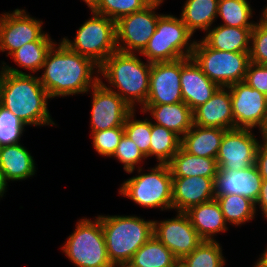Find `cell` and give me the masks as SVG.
Here are the masks:
<instances>
[{"mask_svg":"<svg viewBox=\"0 0 267 267\" xmlns=\"http://www.w3.org/2000/svg\"><path fill=\"white\" fill-rule=\"evenodd\" d=\"M221 17L223 24L233 27H254L253 8L246 0H219L217 18ZM251 20V21H250Z\"/></svg>","mask_w":267,"mask_h":267,"instance_id":"obj_32","label":"cell"},{"mask_svg":"<svg viewBox=\"0 0 267 267\" xmlns=\"http://www.w3.org/2000/svg\"><path fill=\"white\" fill-rule=\"evenodd\" d=\"M153 0H96L89 8L97 14L118 21L124 16L143 10Z\"/></svg>","mask_w":267,"mask_h":267,"instance_id":"obj_34","label":"cell"},{"mask_svg":"<svg viewBox=\"0 0 267 267\" xmlns=\"http://www.w3.org/2000/svg\"><path fill=\"white\" fill-rule=\"evenodd\" d=\"M249 55L251 62L267 65V26L258 20L251 30Z\"/></svg>","mask_w":267,"mask_h":267,"instance_id":"obj_39","label":"cell"},{"mask_svg":"<svg viewBox=\"0 0 267 267\" xmlns=\"http://www.w3.org/2000/svg\"><path fill=\"white\" fill-rule=\"evenodd\" d=\"M142 113H150L152 123L163 126L182 138L193 126V111L184 102L175 104L144 105Z\"/></svg>","mask_w":267,"mask_h":267,"instance_id":"obj_21","label":"cell"},{"mask_svg":"<svg viewBox=\"0 0 267 267\" xmlns=\"http://www.w3.org/2000/svg\"><path fill=\"white\" fill-rule=\"evenodd\" d=\"M160 6V2L153 0L143 10L116 21V43L119 52L140 54L144 50L162 15L156 13Z\"/></svg>","mask_w":267,"mask_h":267,"instance_id":"obj_10","label":"cell"},{"mask_svg":"<svg viewBox=\"0 0 267 267\" xmlns=\"http://www.w3.org/2000/svg\"><path fill=\"white\" fill-rule=\"evenodd\" d=\"M191 58L203 73L220 87L244 81L249 66V52H228L210 48L196 40Z\"/></svg>","mask_w":267,"mask_h":267,"instance_id":"obj_9","label":"cell"},{"mask_svg":"<svg viewBox=\"0 0 267 267\" xmlns=\"http://www.w3.org/2000/svg\"><path fill=\"white\" fill-rule=\"evenodd\" d=\"M192 36L181 18L162 14L154 34L140 54L151 63L191 58L196 41L191 40Z\"/></svg>","mask_w":267,"mask_h":267,"instance_id":"obj_5","label":"cell"},{"mask_svg":"<svg viewBox=\"0 0 267 267\" xmlns=\"http://www.w3.org/2000/svg\"><path fill=\"white\" fill-rule=\"evenodd\" d=\"M133 267H175L179 259L154 235L132 256Z\"/></svg>","mask_w":267,"mask_h":267,"instance_id":"obj_28","label":"cell"},{"mask_svg":"<svg viewBox=\"0 0 267 267\" xmlns=\"http://www.w3.org/2000/svg\"><path fill=\"white\" fill-rule=\"evenodd\" d=\"M55 43L56 41H32L25 43L10 56L18 67H22L34 74L40 72L48 51Z\"/></svg>","mask_w":267,"mask_h":267,"instance_id":"obj_31","label":"cell"},{"mask_svg":"<svg viewBox=\"0 0 267 267\" xmlns=\"http://www.w3.org/2000/svg\"><path fill=\"white\" fill-rule=\"evenodd\" d=\"M26 125L0 104V147L20 143Z\"/></svg>","mask_w":267,"mask_h":267,"instance_id":"obj_36","label":"cell"},{"mask_svg":"<svg viewBox=\"0 0 267 267\" xmlns=\"http://www.w3.org/2000/svg\"><path fill=\"white\" fill-rule=\"evenodd\" d=\"M124 134V127H115L98 132H91L90 135L93 140L92 145L95 151L101 156L112 158Z\"/></svg>","mask_w":267,"mask_h":267,"instance_id":"obj_38","label":"cell"},{"mask_svg":"<svg viewBox=\"0 0 267 267\" xmlns=\"http://www.w3.org/2000/svg\"><path fill=\"white\" fill-rule=\"evenodd\" d=\"M260 134H261L262 140L267 141V121L263 129L260 131Z\"/></svg>","mask_w":267,"mask_h":267,"instance_id":"obj_46","label":"cell"},{"mask_svg":"<svg viewBox=\"0 0 267 267\" xmlns=\"http://www.w3.org/2000/svg\"><path fill=\"white\" fill-rule=\"evenodd\" d=\"M244 82L267 96V65L250 62Z\"/></svg>","mask_w":267,"mask_h":267,"instance_id":"obj_40","label":"cell"},{"mask_svg":"<svg viewBox=\"0 0 267 267\" xmlns=\"http://www.w3.org/2000/svg\"><path fill=\"white\" fill-rule=\"evenodd\" d=\"M61 250L76 267H112L101 220L81 218Z\"/></svg>","mask_w":267,"mask_h":267,"instance_id":"obj_7","label":"cell"},{"mask_svg":"<svg viewBox=\"0 0 267 267\" xmlns=\"http://www.w3.org/2000/svg\"><path fill=\"white\" fill-rule=\"evenodd\" d=\"M8 183L5 181L3 174L0 172V199L4 196L5 192H7Z\"/></svg>","mask_w":267,"mask_h":267,"instance_id":"obj_44","label":"cell"},{"mask_svg":"<svg viewBox=\"0 0 267 267\" xmlns=\"http://www.w3.org/2000/svg\"><path fill=\"white\" fill-rule=\"evenodd\" d=\"M151 66V62L139 59L138 54L116 51L99 66V82L117 93L133 110L136 105L142 108L149 94ZM102 76L110 85L102 81Z\"/></svg>","mask_w":267,"mask_h":267,"instance_id":"obj_3","label":"cell"},{"mask_svg":"<svg viewBox=\"0 0 267 267\" xmlns=\"http://www.w3.org/2000/svg\"><path fill=\"white\" fill-rule=\"evenodd\" d=\"M136 110H133L125 120V135L132 140L146 157H150L151 145V120L147 117L143 120L136 119Z\"/></svg>","mask_w":267,"mask_h":267,"instance_id":"obj_35","label":"cell"},{"mask_svg":"<svg viewBox=\"0 0 267 267\" xmlns=\"http://www.w3.org/2000/svg\"><path fill=\"white\" fill-rule=\"evenodd\" d=\"M257 205L259 206V209H261L262 211L261 212L263 214L262 216L263 217L265 216L264 218L267 219V180L262 181L260 194L257 201L255 202L256 212L258 211L256 207Z\"/></svg>","mask_w":267,"mask_h":267,"instance_id":"obj_42","label":"cell"},{"mask_svg":"<svg viewBox=\"0 0 267 267\" xmlns=\"http://www.w3.org/2000/svg\"><path fill=\"white\" fill-rule=\"evenodd\" d=\"M178 102H183L181 59L152 63L145 105H170Z\"/></svg>","mask_w":267,"mask_h":267,"instance_id":"obj_16","label":"cell"},{"mask_svg":"<svg viewBox=\"0 0 267 267\" xmlns=\"http://www.w3.org/2000/svg\"><path fill=\"white\" fill-rule=\"evenodd\" d=\"M82 1L85 2L89 8L96 2V0H82Z\"/></svg>","mask_w":267,"mask_h":267,"instance_id":"obj_49","label":"cell"},{"mask_svg":"<svg viewBox=\"0 0 267 267\" xmlns=\"http://www.w3.org/2000/svg\"><path fill=\"white\" fill-rule=\"evenodd\" d=\"M225 132V129L193 124L181 138V147L192 155L216 159Z\"/></svg>","mask_w":267,"mask_h":267,"instance_id":"obj_25","label":"cell"},{"mask_svg":"<svg viewBox=\"0 0 267 267\" xmlns=\"http://www.w3.org/2000/svg\"><path fill=\"white\" fill-rule=\"evenodd\" d=\"M101 220L109 260L112 264L129 262L134 253L152 236L154 219L136 215H98Z\"/></svg>","mask_w":267,"mask_h":267,"instance_id":"obj_4","label":"cell"},{"mask_svg":"<svg viewBox=\"0 0 267 267\" xmlns=\"http://www.w3.org/2000/svg\"><path fill=\"white\" fill-rule=\"evenodd\" d=\"M222 251L219 241L203 240L195 250L179 262L185 267H224L226 260Z\"/></svg>","mask_w":267,"mask_h":267,"instance_id":"obj_33","label":"cell"},{"mask_svg":"<svg viewBox=\"0 0 267 267\" xmlns=\"http://www.w3.org/2000/svg\"><path fill=\"white\" fill-rule=\"evenodd\" d=\"M34 157L22 146L16 143L0 147V172L5 181H21L33 177L36 173Z\"/></svg>","mask_w":267,"mask_h":267,"instance_id":"obj_22","label":"cell"},{"mask_svg":"<svg viewBox=\"0 0 267 267\" xmlns=\"http://www.w3.org/2000/svg\"><path fill=\"white\" fill-rule=\"evenodd\" d=\"M212 27L202 38L210 48L228 52H249L251 30L254 27H233L221 24Z\"/></svg>","mask_w":267,"mask_h":267,"instance_id":"obj_24","label":"cell"},{"mask_svg":"<svg viewBox=\"0 0 267 267\" xmlns=\"http://www.w3.org/2000/svg\"><path fill=\"white\" fill-rule=\"evenodd\" d=\"M91 12L92 16L79 27L74 40L64 37L61 42L100 66L112 53L118 51L116 22L109 17Z\"/></svg>","mask_w":267,"mask_h":267,"instance_id":"obj_8","label":"cell"},{"mask_svg":"<svg viewBox=\"0 0 267 267\" xmlns=\"http://www.w3.org/2000/svg\"><path fill=\"white\" fill-rule=\"evenodd\" d=\"M158 2H160V4L162 5V3L164 2V0H157Z\"/></svg>","mask_w":267,"mask_h":267,"instance_id":"obj_51","label":"cell"},{"mask_svg":"<svg viewBox=\"0 0 267 267\" xmlns=\"http://www.w3.org/2000/svg\"><path fill=\"white\" fill-rule=\"evenodd\" d=\"M253 267H267V247L261 253V256L258 258L257 262Z\"/></svg>","mask_w":267,"mask_h":267,"instance_id":"obj_43","label":"cell"},{"mask_svg":"<svg viewBox=\"0 0 267 267\" xmlns=\"http://www.w3.org/2000/svg\"><path fill=\"white\" fill-rule=\"evenodd\" d=\"M2 66H0L1 70H0V92H1V85H2V80H3V77H4V74H5V69H4V66L3 64H1Z\"/></svg>","mask_w":267,"mask_h":267,"instance_id":"obj_47","label":"cell"},{"mask_svg":"<svg viewBox=\"0 0 267 267\" xmlns=\"http://www.w3.org/2000/svg\"><path fill=\"white\" fill-rule=\"evenodd\" d=\"M255 165L262 179L267 180V141L265 140L260 141L258 144Z\"/></svg>","mask_w":267,"mask_h":267,"instance_id":"obj_41","label":"cell"},{"mask_svg":"<svg viewBox=\"0 0 267 267\" xmlns=\"http://www.w3.org/2000/svg\"><path fill=\"white\" fill-rule=\"evenodd\" d=\"M220 88L211 81L192 58H181V91L183 102L193 111L206 103Z\"/></svg>","mask_w":267,"mask_h":267,"instance_id":"obj_19","label":"cell"},{"mask_svg":"<svg viewBox=\"0 0 267 267\" xmlns=\"http://www.w3.org/2000/svg\"><path fill=\"white\" fill-rule=\"evenodd\" d=\"M215 198L214 179L203 176L172 177V210L186 212Z\"/></svg>","mask_w":267,"mask_h":267,"instance_id":"obj_18","label":"cell"},{"mask_svg":"<svg viewBox=\"0 0 267 267\" xmlns=\"http://www.w3.org/2000/svg\"><path fill=\"white\" fill-rule=\"evenodd\" d=\"M226 223L241 226L254 220L256 215L255 203L242 195L229 194L216 197Z\"/></svg>","mask_w":267,"mask_h":267,"instance_id":"obj_29","label":"cell"},{"mask_svg":"<svg viewBox=\"0 0 267 267\" xmlns=\"http://www.w3.org/2000/svg\"><path fill=\"white\" fill-rule=\"evenodd\" d=\"M175 267H185L181 262H179Z\"/></svg>","mask_w":267,"mask_h":267,"instance_id":"obj_50","label":"cell"},{"mask_svg":"<svg viewBox=\"0 0 267 267\" xmlns=\"http://www.w3.org/2000/svg\"><path fill=\"white\" fill-rule=\"evenodd\" d=\"M150 172L142 173L124 181L119 189L122 197H127L145 208H159L161 211L172 209V175L168 164H156Z\"/></svg>","mask_w":267,"mask_h":267,"instance_id":"obj_6","label":"cell"},{"mask_svg":"<svg viewBox=\"0 0 267 267\" xmlns=\"http://www.w3.org/2000/svg\"><path fill=\"white\" fill-rule=\"evenodd\" d=\"M5 69L0 104L17 116L26 126H56L48 110L47 91L38 76L23 72L1 62Z\"/></svg>","mask_w":267,"mask_h":267,"instance_id":"obj_2","label":"cell"},{"mask_svg":"<svg viewBox=\"0 0 267 267\" xmlns=\"http://www.w3.org/2000/svg\"><path fill=\"white\" fill-rule=\"evenodd\" d=\"M253 129H228L221 140L217 166L222 171L242 170L255 164L256 151L261 141L255 137Z\"/></svg>","mask_w":267,"mask_h":267,"instance_id":"obj_12","label":"cell"},{"mask_svg":"<svg viewBox=\"0 0 267 267\" xmlns=\"http://www.w3.org/2000/svg\"><path fill=\"white\" fill-rule=\"evenodd\" d=\"M90 90L92 96L90 132L123 127L133 109L115 92L98 82Z\"/></svg>","mask_w":267,"mask_h":267,"instance_id":"obj_15","label":"cell"},{"mask_svg":"<svg viewBox=\"0 0 267 267\" xmlns=\"http://www.w3.org/2000/svg\"><path fill=\"white\" fill-rule=\"evenodd\" d=\"M259 21L267 26V5H265V8L262 10Z\"/></svg>","mask_w":267,"mask_h":267,"instance_id":"obj_45","label":"cell"},{"mask_svg":"<svg viewBox=\"0 0 267 267\" xmlns=\"http://www.w3.org/2000/svg\"><path fill=\"white\" fill-rule=\"evenodd\" d=\"M167 164L172 177L203 176L215 179L218 170L216 159L192 155L182 147Z\"/></svg>","mask_w":267,"mask_h":267,"instance_id":"obj_26","label":"cell"},{"mask_svg":"<svg viewBox=\"0 0 267 267\" xmlns=\"http://www.w3.org/2000/svg\"><path fill=\"white\" fill-rule=\"evenodd\" d=\"M181 147V138L169 129L151 121L150 157L158 164H167Z\"/></svg>","mask_w":267,"mask_h":267,"instance_id":"obj_30","label":"cell"},{"mask_svg":"<svg viewBox=\"0 0 267 267\" xmlns=\"http://www.w3.org/2000/svg\"><path fill=\"white\" fill-rule=\"evenodd\" d=\"M193 124L225 130L235 128L228 87H220L206 103L193 110Z\"/></svg>","mask_w":267,"mask_h":267,"instance_id":"obj_20","label":"cell"},{"mask_svg":"<svg viewBox=\"0 0 267 267\" xmlns=\"http://www.w3.org/2000/svg\"><path fill=\"white\" fill-rule=\"evenodd\" d=\"M42 26L43 21L31 17L25 9L0 14V52L10 56L25 43L54 41Z\"/></svg>","mask_w":267,"mask_h":267,"instance_id":"obj_11","label":"cell"},{"mask_svg":"<svg viewBox=\"0 0 267 267\" xmlns=\"http://www.w3.org/2000/svg\"><path fill=\"white\" fill-rule=\"evenodd\" d=\"M235 128L263 129L267 121V96L244 81L228 86Z\"/></svg>","mask_w":267,"mask_h":267,"instance_id":"obj_13","label":"cell"},{"mask_svg":"<svg viewBox=\"0 0 267 267\" xmlns=\"http://www.w3.org/2000/svg\"><path fill=\"white\" fill-rule=\"evenodd\" d=\"M42 69L38 78L50 99L88 93L99 82V66L61 41L48 51Z\"/></svg>","mask_w":267,"mask_h":267,"instance_id":"obj_1","label":"cell"},{"mask_svg":"<svg viewBox=\"0 0 267 267\" xmlns=\"http://www.w3.org/2000/svg\"><path fill=\"white\" fill-rule=\"evenodd\" d=\"M120 163L123 164V169L126 173H133L135 168H140L139 164L147 159L138 149L137 145L130 140L125 134L122 136L114 155ZM138 165V166H136Z\"/></svg>","mask_w":267,"mask_h":267,"instance_id":"obj_37","label":"cell"},{"mask_svg":"<svg viewBox=\"0 0 267 267\" xmlns=\"http://www.w3.org/2000/svg\"><path fill=\"white\" fill-rule=\"evenodd\" d=\"M112 267H133V266L129 262H126V263L113 264Z\"/></svg>","mask_w":267,"mask_h":267,"instance_id":"obj_48","label":"cell"},{"mask_svg":"<svg viewBox=\"0 0 267 267\" xmlns=\"http://www.w3.org/2000/svg\"><path fill=\"white\" fill-rule=\"evenodd\" d=\"M262 181L255 164L238 171H222L218 168L214 179L215 198L237 194L255 203L260 194Z\"/></svg>","mask_w":267,"mask_h":267,"instance_id":"obj_17","label":"cell"},{"mask_svg":"<svg viewBox=\"0 0 267 267\" xmlns=\"http://www.w3.org/2000/svg\"><path fill=\"white\" fill-rule=\"evenodd\" d=\"M153 235L163 243L179 261L195 250L203 239L192 226L185 212H177L171 219L154 221Z\"/></svg>","mask_w":267,"mask_h":267,"instance_id":"obj_14","label":"cell"},{"mask_svg":"<svg viewBox=\"0 0 267 267\" xmlns=\"http://www.w3.org/2000/svg\"><path fill=\"white\" fill-rule=\"evenodd\" d=\"M185 213L203 240L214 241L216 240L215 235L228 230V225L216 198L193 206Z\"/></svg>","mask_w":267,"mask_h":267,"instance_id":"obj_23","label":"cell"},{"mask_svg":"<svg viewBox=\"0 0 267 267\" xmlns=\"http://www.w3.org/2000/svg\"><path fill=\"white\" fill-rule=\"evenodd\" d=\"M219 0H186L180 18L194 35L196 30L207 32L217 19Z\"/></svg>","mask_w":267,"mask_h":267,"instance_id":"obj_27","label":"cell"}]
</instances>
